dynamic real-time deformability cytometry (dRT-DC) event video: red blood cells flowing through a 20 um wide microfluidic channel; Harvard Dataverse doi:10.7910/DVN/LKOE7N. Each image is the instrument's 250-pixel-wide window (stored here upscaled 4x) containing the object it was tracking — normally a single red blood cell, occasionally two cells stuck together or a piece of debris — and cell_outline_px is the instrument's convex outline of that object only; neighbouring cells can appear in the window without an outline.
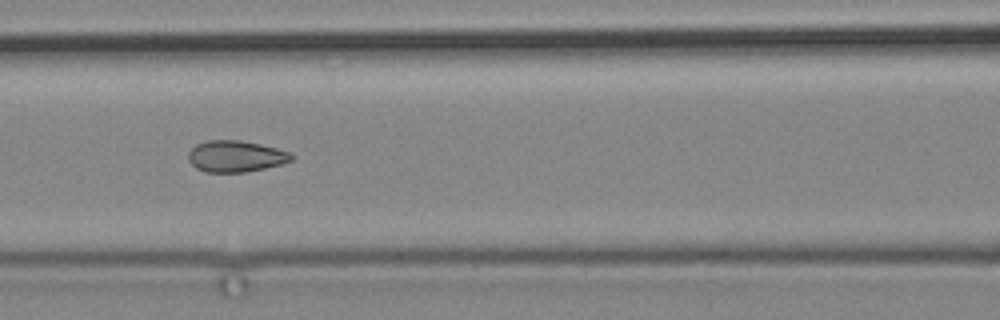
{"species": "common noctule bat (a hibernating species)", "species_latin": "Nyctalus noctula", "temperature_condition": "cold", "stored_images_in_passage": 15, "camera_frame_rate_fps": 3000, "um_per_image_px": 0.085, "animal": {"sex": "male", "body_mass_g": 19.2, "forearm_length_mm": 51.8}, "frame": {"image": 1, "passage_image": 11, "time_ms": 13.0, "image_size_px": [1000, 320], "cell_outline_px": [[296, 156], [292, 160], [280, 164], [264, 168], [244, 172], [204, 172], [196, 168], [188, 160], [188, 152], [196, 144], [208, 140], [240, 140], [260, 144], [276, 148], [288, 152]], "centroid_in_image_um": [20.01, 13.28], "position_along_channel_um": 146.6, "area_um2": 18.84}}
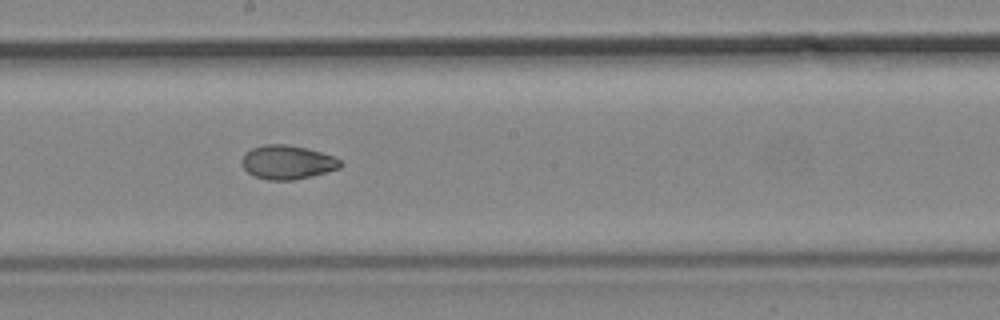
{"frame": {"image": 2, "passage_image": 13, "time_ms": 15.333, "image_size_px": [1000, 320], "cell_outline_px": [[344, 164], [340, 168], [312, 176], [292, 180], [268, 180], [256, 176], [248, 172], [244, 168], [240, 160], [244, 152], [252, 148], [264, 144], [288, 144], [308, 148], [332, 156], [340, 160]], "centroid_in_image_um": [24.41, 13.78], "position_along_channel_um": 223.8, "area_um2": 19.59}}
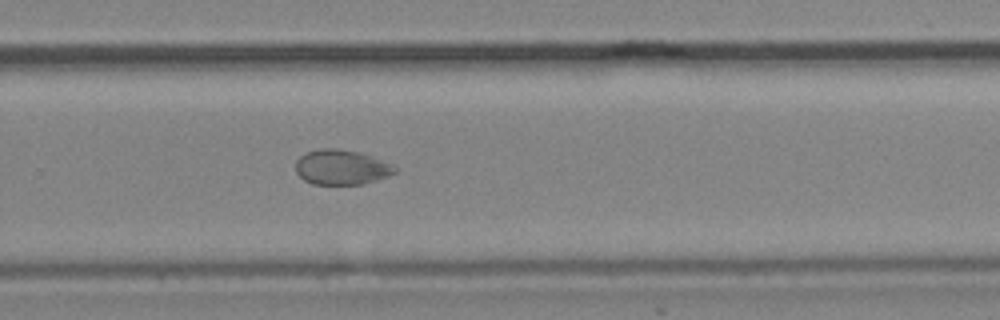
{"frame": {"image": 3, "passage_image": 15, "time_ms": 17.667, "image_size_px": [1000, 320], "cell_outline_px": [[400, 168], [396, 172], [388, 176], [364, 184], [312, 184], [304, 180], [296, 172], [296, 160], [300, 156], [308, 152], [320, 148], [336, 148], [356, 152], [392, 164]], "centroid_in_image_um": [29.02, 14.23], "position_along_channel_um": 300.8, "area_um2": 20.06}}